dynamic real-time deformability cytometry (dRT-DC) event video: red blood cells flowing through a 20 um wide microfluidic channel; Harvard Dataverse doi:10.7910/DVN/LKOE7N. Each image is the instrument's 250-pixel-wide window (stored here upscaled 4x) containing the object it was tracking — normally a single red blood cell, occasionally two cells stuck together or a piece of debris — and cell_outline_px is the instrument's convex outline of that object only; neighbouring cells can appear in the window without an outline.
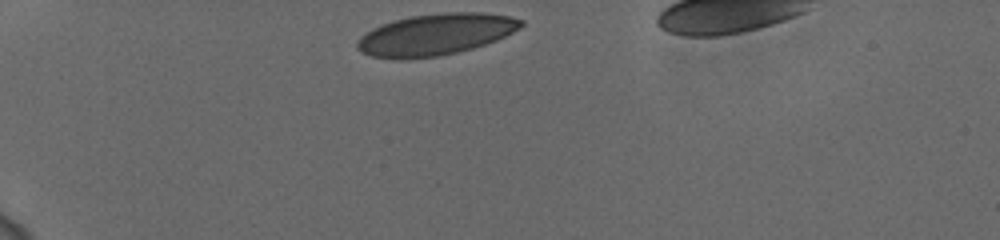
{"species": "human", "species_latin": "Homo sapiens", "temperature_condition": "cold", "stored_images_in_passage": 34, "camera_frame_rate_fps": 3000, "um_per_image_px": 0.085, "donor": {"sex": "female"}, "frame": {"image": 1, "passage_image": 1, "time_ms": 0.0, "image_size_px": [1000, 240], "cell_outline_px": [[524, 24], [520, 28], [496, 40], [472, 48], [440, 56], [404, 60], [396, 60], [372, 56], [360, 52], [356, 48], [356, 44], [360, 36], [372, 28], [392, 20], [412, 16], [444, 12], [484, 12], [508, 16], [524, 20]], "centroid_in_image_um": [36.98, 2.94], "position_along_channel_um": 48.0, "area_um2": 39.82}}
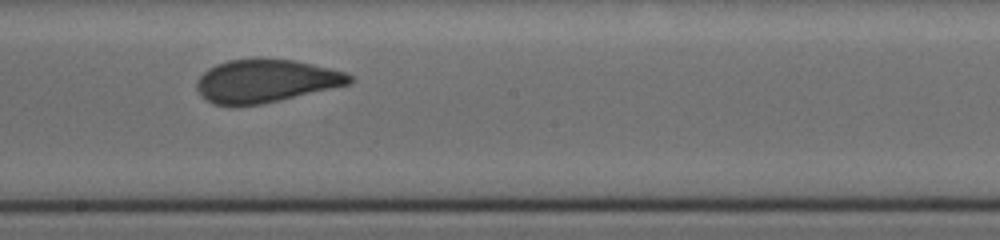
{"frame": {"image": 2, "passage_image": 19, "time_ms": 6.0, "image_size_px": [1000, 240], "cell_outline_px": [[352, 80], [348, 84], [260, 104], [212, 104], [196, 88], [196, 80], [208, 68], [216, 64], [228, 60], [256, 56], [260, 56], [296, 60], [344, 72], [352, 76]], "centroid_in_image_um": [22.55, 6.82], "position_along_channel_um": 225.7, "area_um2": 38.09}}
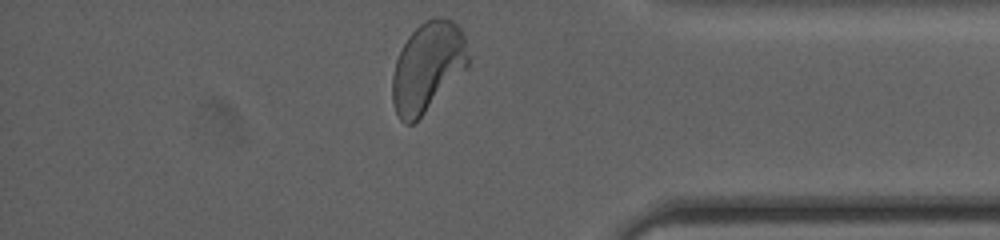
{"frame": {"image": 3, "passage_image": 34, "time_ms": 11.0, "image_size_px": [1000, 240], "cell_outline_px": [[468, 68], [412, 124], [404, 124], [400, 120], [396, 112], [392, 100], [392, 76], [396, 60], [408, 36], [424, 20], [432, 16], [436, 16], [452, 20], [460, 28], [464, 36], [468, 56]], "centroid_in_image_um": [36.34, 5.67], "position_along_channel_um": 398.9, "area_um2": 39.36}, "authors_computed_cell_mechanics": {"area_um2": 39.1884, "velocity_mm_per_s": 3.7268, "shape_relaxation_time_tau1_ms": 7.3918, "shape_relaxation_time_tau2_ms": 0.6182, "deformation_change_tau1": 0.1714, "deformation_change_tau2": 0.0641}}